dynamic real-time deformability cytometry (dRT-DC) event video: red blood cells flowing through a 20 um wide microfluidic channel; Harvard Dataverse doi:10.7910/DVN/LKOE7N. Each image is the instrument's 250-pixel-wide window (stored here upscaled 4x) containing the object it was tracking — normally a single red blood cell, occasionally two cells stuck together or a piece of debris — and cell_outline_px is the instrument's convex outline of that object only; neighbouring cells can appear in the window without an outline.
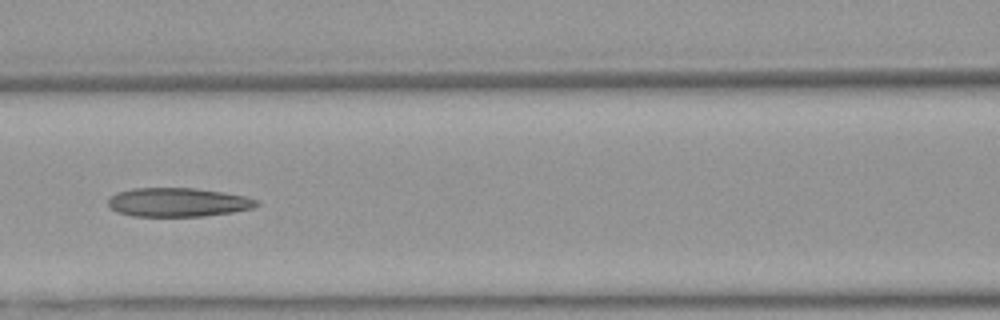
{"species": "Egyptian fruit bat (a non-hibernating species)", "species_latin": "Rousettus aegyptiacus", "temperature_condition": "warm", "stored_images_in_passage": 27, "camera_frame_rate_fps": 3000, "um_per_image_px": 0.085, "animal": {"sex": "female"}, "frame": {"image": 1, "passage_image": 22, "time_ms": 7.0, "image_size_px": [1000, 320], "cell_outline_px": [[260, 204], [252, 208], [232, 212], [204, 216], [132, 216], [116, 212], [108, 204], [108, 200], [116, 192], [132, 188], [196, 188], [244, 196], [260, 200]], "centroid_in_image_um": [15.12, 17.19], "position_along_channel_um": 151.5, "area_um2": 24.97}}